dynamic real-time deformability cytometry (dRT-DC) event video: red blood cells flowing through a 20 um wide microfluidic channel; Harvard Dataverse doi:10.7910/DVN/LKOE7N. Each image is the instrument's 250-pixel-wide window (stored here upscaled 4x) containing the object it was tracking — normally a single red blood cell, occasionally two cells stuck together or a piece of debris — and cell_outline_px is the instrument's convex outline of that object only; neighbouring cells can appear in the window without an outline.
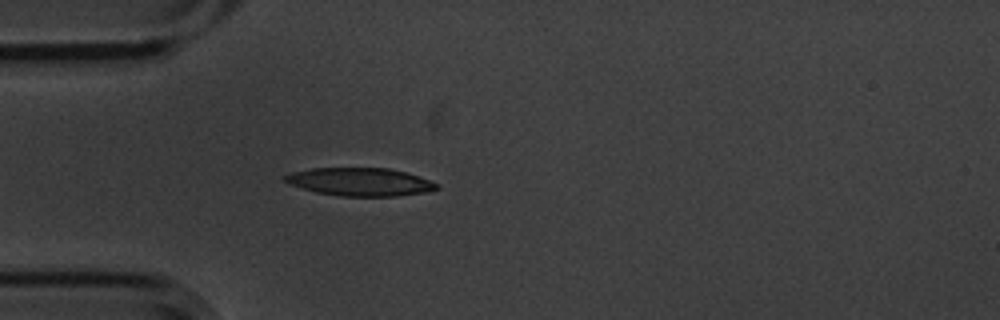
{"species": "common noctule bat (a hibernating species)", "species_latin": "Nyctalus noctula", "temperature_condition": "cold", "stored_images_in_passage": 3, "camera_frame_rate_fps": 3000, "um_per_image_px": 0.085, "animal": {"sex": "male", "body_mass_g": 20.1, "forearm_length_mm": 53.5}, "frame": {"image": 1, "passage_image": 3, "time_ms": 0.667, "image_size_px": [1000, 320], "cell_outline_px": [[440, 188], [424, 192], [396, 196], [340, 196], [316, 192], [288, 184], [280, 176], [292, 172], [312, 168], [388, 168], [404, 172], [440, 184]], "centroid_in_image_um": [30.55, 15.46], "position_along_channel_um": 54.5, "area_um2": 24.74}}